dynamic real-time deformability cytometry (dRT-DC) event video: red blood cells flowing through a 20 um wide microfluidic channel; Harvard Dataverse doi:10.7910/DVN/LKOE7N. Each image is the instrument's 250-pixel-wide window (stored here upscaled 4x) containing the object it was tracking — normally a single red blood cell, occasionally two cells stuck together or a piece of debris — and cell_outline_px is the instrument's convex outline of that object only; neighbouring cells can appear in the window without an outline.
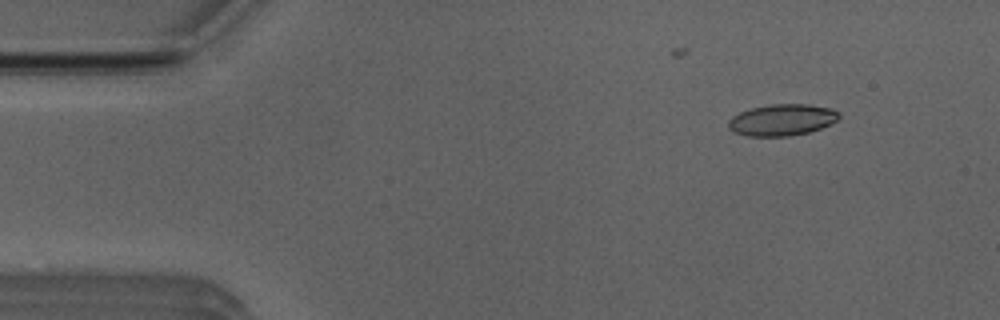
{"species": "Egyptian fruit bat (a non-hibernating species)", "species_latin": "Rousettus aegyptiacus", "temperature_condition": "room temperature", "stored_images_in_passage": 11, "camera_frame_rate_fps": 3000, "um_per_image_px": 0.085, "animal": {"sex": "male"}, "frame": {"image": 1, "passage_image": 2, "time_ms": 0.333, "image_size_px": [1000, 320], "cell_outline_px": [[840, 116], [836, 120], [820, 128], [808, 132], [788, 136], [748, 136], [732, 132], [728, 128], [728, 120], [732, 116], [740, 112], [752, 108], [772, 104], [808, 104], [832, 108]], "centroid_in_image_um": [66.42, 10.19], "position_along_channel_um": 18.6, "area_um2": 20.17}}